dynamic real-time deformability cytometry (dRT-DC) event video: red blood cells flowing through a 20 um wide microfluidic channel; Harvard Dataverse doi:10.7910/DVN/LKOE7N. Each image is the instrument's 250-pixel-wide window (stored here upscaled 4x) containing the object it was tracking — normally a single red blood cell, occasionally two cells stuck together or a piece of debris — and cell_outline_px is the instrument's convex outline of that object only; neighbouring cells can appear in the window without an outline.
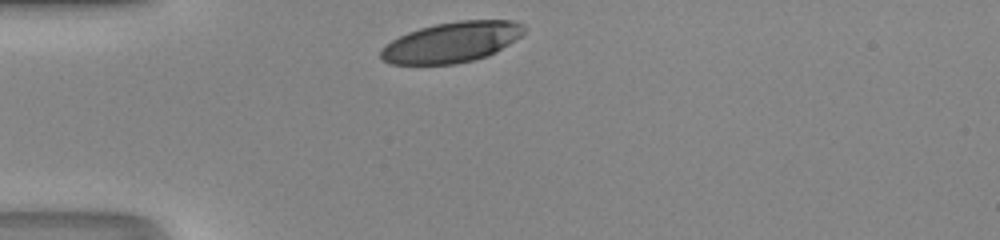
{"species": "human", "species_latin": "Homo sapiens", "temperature_condition": "room temperature", "stored_images_in_passage": 27, "camera_frame_rate_fps": 3000, "um_per_image_px": 0.085, "donor": {"sex": "male"}, "frame": {"image": 1, "passage_image": 1, "time_ms": 0.0, "image_size_px": [1000, 240], "cell_outline_px": [[524, 32], [520, 36], [496, 52], [488, 56], [456, 64], [392, 64], [384, 60], [380, 56], [380, 48], [392, 40], [408, 32], [420, 28], [436, 24], [456, 20], [512, 20], [524, 24]], "centroid_in_image_um": [38.39, 3.58], "position_along_channel_um": 46.6, "area_um2": 33.7}}
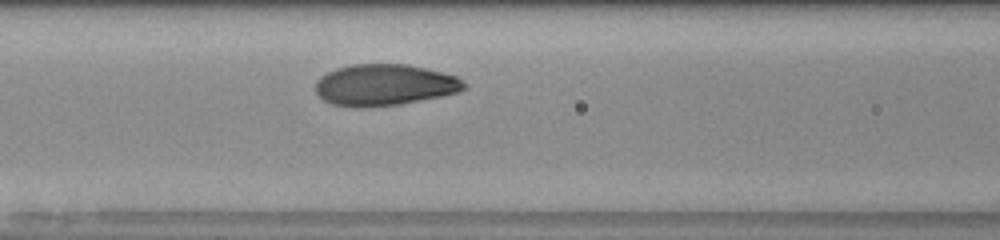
{"frame": {"image": 2, "passage_image": 9, "time_ms": 2.667, "image_size_px": [1000, 240], "cell_outline_px": [[468, 88], [460, 92], [400, 104], [364, 108], [352, 108], [332, 104], [324, 100], [316, 92], [316, 80], [320, 76], [336, 68], [352, 64], [408, 64], [444, 72], [456, 76], [468, 84]], "centroid_in_image_um": [32.7, 7.22], "position_along_channel_um": 133.9, "area_um2": 36.24}}
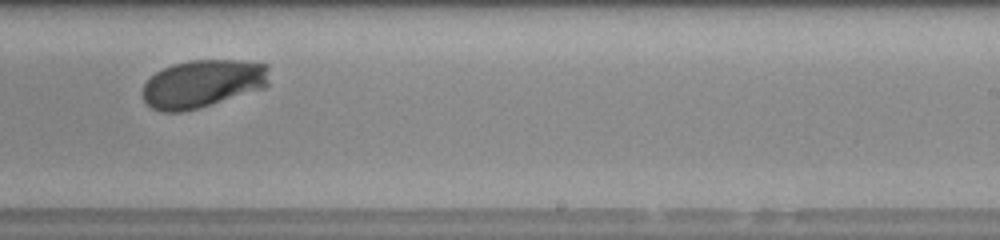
{"frame": {"image": 3, "passage_image": 19, "time_ms": 6.0, "image_size_px": [1000, 240], "cell_outline_px": [[268, 84], [264, 88], [184, 112], [160, 112], [152, 108], [144, 100], [140, 92], [144, 84], [156, 72], [172, 64], [188, 60], [240, 60], [268, 64]], "centroid_in_image_um": [17.2, 7.11], "position_along_channel_um": 271.8, "area_um2": 35.43}, "authors_computed_cell_mechanics": {"area_um2": 35.8938, "velocity_mm_per_s": 4.1531, "shape_relaxation_time_tau1_ms": 2.5289, "shape_relaxation_time_tau2_ms": null, "deformation_change_tau1": 0.1618, "deformation_change_tau2": null}}